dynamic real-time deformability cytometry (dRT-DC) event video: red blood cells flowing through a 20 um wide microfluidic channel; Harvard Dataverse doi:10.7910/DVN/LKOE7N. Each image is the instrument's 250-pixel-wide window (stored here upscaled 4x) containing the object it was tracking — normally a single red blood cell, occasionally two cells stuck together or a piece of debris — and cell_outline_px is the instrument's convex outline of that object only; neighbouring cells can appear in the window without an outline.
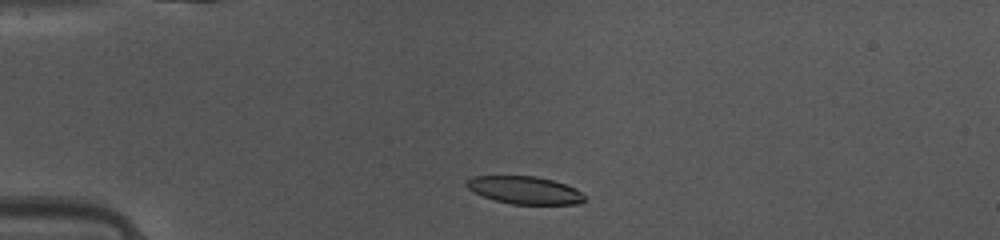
{"species": "common noctule bat (a hibernating species)", "species_latin": "Nyctalus noctula", "temperature_condition": "warm", "stored_images_in_passage": 40, "camera_frame_rate_fps": 3000, "um_per_image_px": 0.085, "animal": {"sex": "female", "body_mass_g": 10.0, "forearm_length_mm": 53.1}, "frame": {"image": 1, "passage_image": 4, "time_ms": 1.0, "image_size_px": [1000, 240], "cell_outline_px": [[588, 196], [580, 204], [512, 204], [496, 200], [484, 196], [468, 188], [464, 184], [464, 180], [472, 176], [536, 176], [552, 180], [576, 188]], "centroid_in_image_um": [44.63, 16.16], "position_along_channel_um": 40.4, "area_um2": 19.07}}
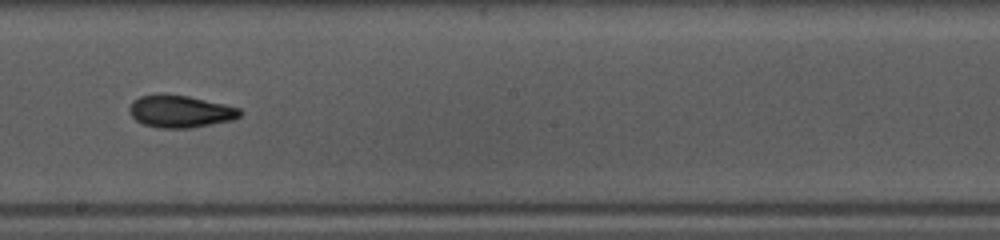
{"frame": {"image": 2, "passage_image": 20, "time_ms": 6.333, "image_size_px": [1000, 240], "cell_outline_px": [[244, 112], [240, 116], [232, 120], [192, 128], [156, 128], [144, 124], [136, 120], [128, 112], [128, 108], [132, 100], [140, 96], [160, 92], [164, 92], [188, 96], [224, 104], [240, 108]], "centroid_in_image_um": [15.29, 9.45], "position_along_channel_um": 232.9, "area_um2": 21.27}}
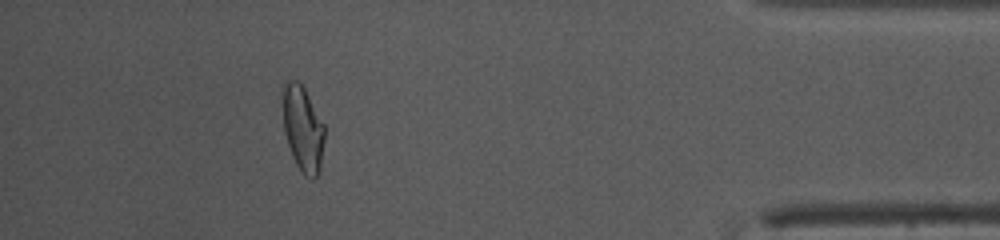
{"frame": {"image": 3, "passage_image": 36, "time_ms": 11.667, "image_size_px": [1000, 240], "cell_outline_px": [[324, 140], [320, 168], [316, 176], [312, 180], [304, 176], [296, 164], [292, 156], [284, 132], [280, 92], [284, 80], [296, 80], [304, 88], [324, 124]], "centroid_in_image_um": [25.69, 10.89], "position_along_channel_um": 409.5, "area_um2": 21.27}, "authors_computed_cell_mechanics": {"area_um2": 20.4901, "velocity_mm_per_s": 4.1479, "shape_relaxation_time_tau1_ms": 5.3019, "shape_relaxation_time_tau2_ms": 9.7251, "deformation_change_tau1": 0.1799, "deformation_change_tau2": 0.1228}}